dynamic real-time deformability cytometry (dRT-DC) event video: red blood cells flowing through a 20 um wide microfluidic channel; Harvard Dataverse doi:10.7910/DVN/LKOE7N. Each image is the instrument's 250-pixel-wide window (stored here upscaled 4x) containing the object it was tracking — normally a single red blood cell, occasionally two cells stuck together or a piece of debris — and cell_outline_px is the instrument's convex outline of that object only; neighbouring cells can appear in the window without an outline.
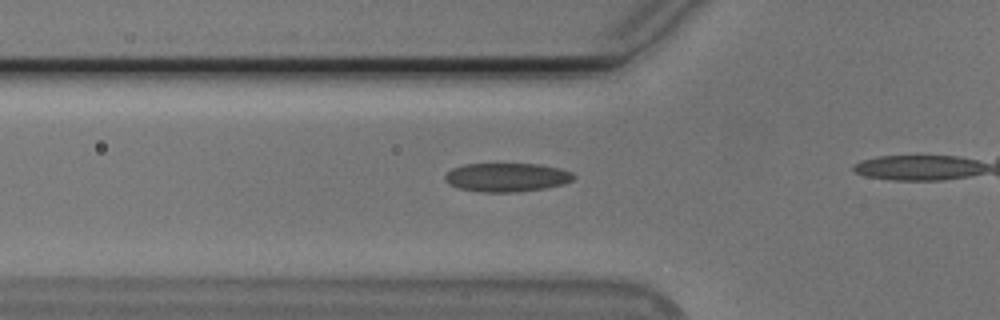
{"species": "Egyptian fruit bat (a non-hibernating species)", "species_latin": "Rousettus aegyptiacus", "temperature_condition": "cold", "stored_images_in_passage": 7, "camera_frame_rate_fps": 3000, "um_per_image_px": 0.085, "animal": {"sex": "male"}, "frame": {"image": 1, "passage_image": 2, "time_ms": 0.333, "image_size_px": [1000, 320], "cell_outline_px": [[576, 176], [572, 180], [564, 184], [544, 188], [516, 192], [484, 192], [460, 188], [448, 184], [444, 180], [444, 176], [452, 168], [464, 164], [540, 164], [560, 168], [572, 172]], "centroid_in_image_um": [43.08, 15.06], "position_along_channel_um": 82.7, "area_um2": 21.56}}
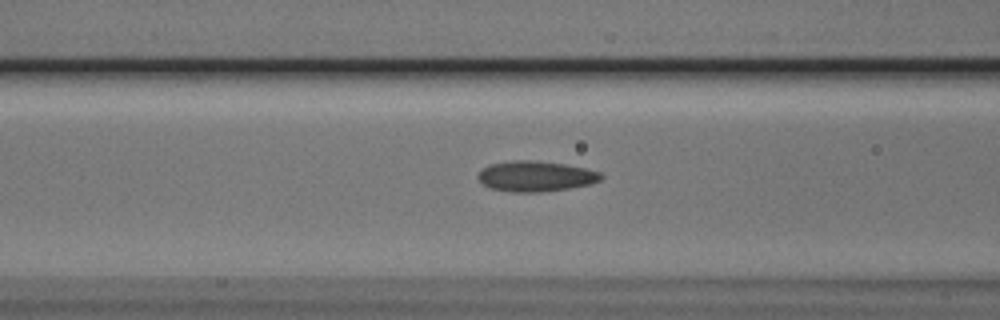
{"frame": {"image": 2, "passage_image": 5, "time_ms": 1.333, "image_size_px": [1000, 320], "cell_outline_px": [[604, 176], [600, 180], [588, 184], [568, 188], [540, 192], [512, 192], [492, 188], [484, 184], [476, 176], [484, 168], [492, 164], [512, 160], [528, 160], [564, 164], [584, 168], [600, 172]], "centroid_in_image_um": [45.53, 14.98], "position_along_channel_um": 121.1, "area_um2": 21.44}}